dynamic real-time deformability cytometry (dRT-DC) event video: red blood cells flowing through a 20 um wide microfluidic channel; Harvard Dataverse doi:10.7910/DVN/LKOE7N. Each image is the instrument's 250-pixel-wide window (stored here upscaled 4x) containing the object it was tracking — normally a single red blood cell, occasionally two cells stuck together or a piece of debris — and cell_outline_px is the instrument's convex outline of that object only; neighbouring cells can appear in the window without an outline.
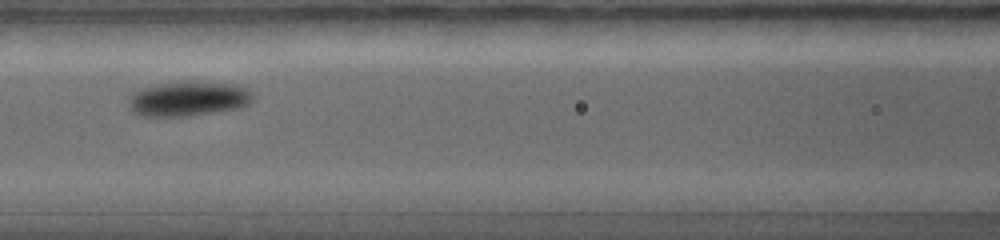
{"species": "common noctule bat (a hibernating species)", "species_latin": "Nyctalus noctula", "temperature_condition": "warm", "stored_images_in_passage": 7, "camera_frame_rate_fps": 5000, "um_per_image_px": 0.085, "animal": {"sex": "female", "body_mass_g": 19.0, "forearm_length_mm": 56.7}, "frame": {"image": 1, "passage_image": 5, "time_ms": 2.0, "image_size_px": [1000, 240], "cell_outline_px": [[252, 100], [248, 104], [240, 108], [184, 116], [144, 116], [136, 112], [132, 108], [128, 100], [140, 88], [160, 84], [184, 80], [236, 84], [248, 88], [252, 92]], "centroid_in_image_um": [16.07, 8.36], "position_along_channel_um": 150.5, "area_um2": 25.03}}
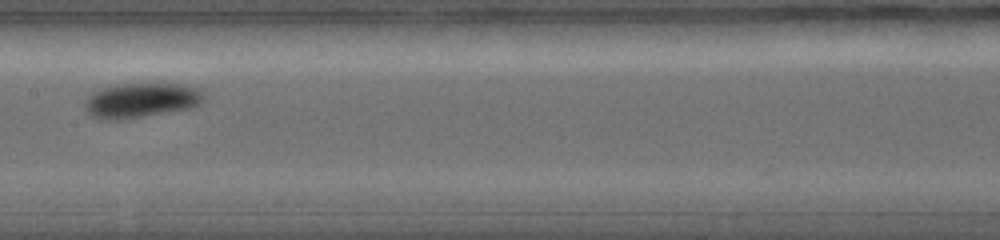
{"frame": {"image": 2, "passage_image": 6, "time_ms": 2.8, "image_size_px": [1000, 240], "cell_outline_px": [[204, 100], [200, 104], [192, 108], [140, 116], [92, 116], [84, 108], [84, 100], [92, 92], [100, 88], [116, 84], [180, 84], [196, 88], [204, 92]], "centroid_in_image_um": [12.05, 8.46], "position_along_channel_um": 195.4, "area_um2": 23.18}}
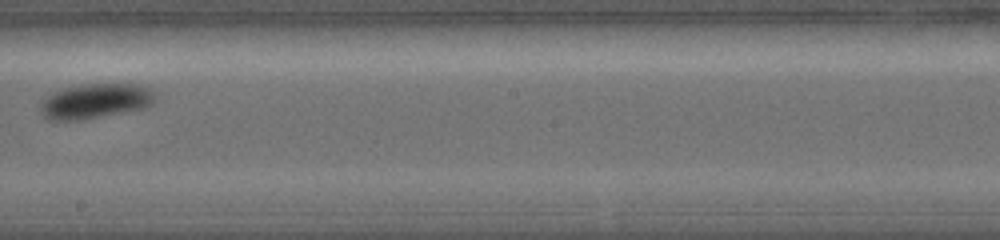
{"frame": {"image": 3, "passage_image": 7, "time_ms": 3.6, "image_size_px": [1000, 240], "cell_outline_px": [[160, 96], [156, 104], [148, 108], [72, 120], [56, 120], [44, 116], [40, 112], [40, 104], [52, 92], [64, 88], [80, 84], [140, 84], [156, 92]], "centroid_in_image_um": [8.23, 8.56], "position_along_channel_um": 240.0, "area_um2": 23.47}}